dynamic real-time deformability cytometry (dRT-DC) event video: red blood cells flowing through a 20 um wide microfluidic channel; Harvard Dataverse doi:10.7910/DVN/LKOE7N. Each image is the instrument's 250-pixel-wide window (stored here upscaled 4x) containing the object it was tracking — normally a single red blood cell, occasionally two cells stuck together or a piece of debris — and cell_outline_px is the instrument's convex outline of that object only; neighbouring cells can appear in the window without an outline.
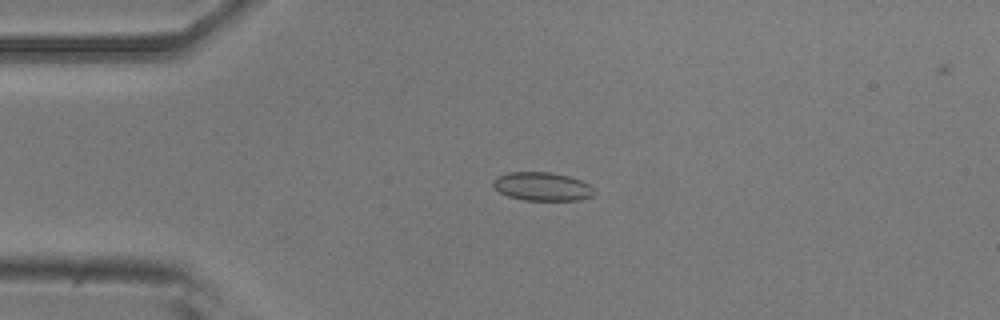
{"species": "common noctule bat (a hibernating species)", "species_latin": "Nyctalus noctula", "temperature_condition": "room temperature", "stored_images_in_passage": 3, "camera_frame_rate_fps": 3000, "um_per_image_px": 0.085, "animal": {"sex": "male", "body_mass_g": 20.5, "forearm_length_mm": 52.5}, "frame": {"image": 1, "passage_image": 1, "time_ms": 0.0, "image_size_px": [1000, 320], "cell_outline_px": [[596, 192], [592, 196], [580, 200], [524, 200], [508, 196], [500, 192], [492, 184], [492, 180], [496, 176], [508, 172], [552, 172], [568, 176], [580, 180], [588, 184]], "centroid_in_image_um": [46.07, 15.85], "position_along_channel_um": 38.9, "area_um2": 16.82}}
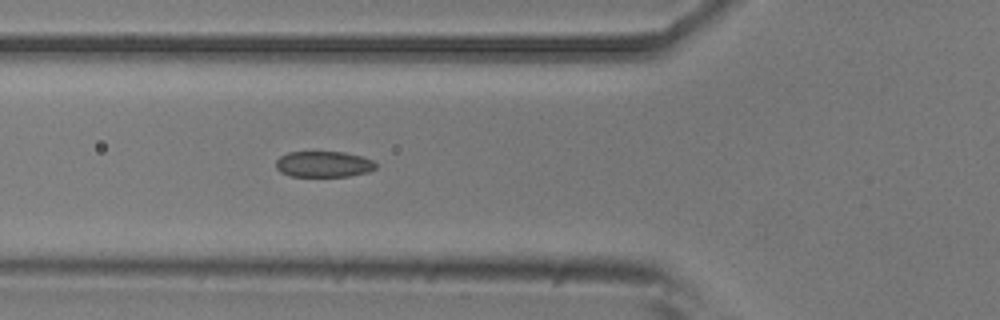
{"frame": {"image": 2, "passage_image": 3, "time_ms": 2.333, "image_size_px": [1000, 320], "cell_outline_px": [[376, 168], [368, 172], [348, 176], [292, 176], [280, 172], [276, 168], [276, 160], [280, 156], [288, 152], [344, 152], [360, 156], [372, 160], [376, 164]], "centroid_in_image_um": [27.49, 13.95], "position_along_channel_um": 98.3, "area_um2": 15.03}}